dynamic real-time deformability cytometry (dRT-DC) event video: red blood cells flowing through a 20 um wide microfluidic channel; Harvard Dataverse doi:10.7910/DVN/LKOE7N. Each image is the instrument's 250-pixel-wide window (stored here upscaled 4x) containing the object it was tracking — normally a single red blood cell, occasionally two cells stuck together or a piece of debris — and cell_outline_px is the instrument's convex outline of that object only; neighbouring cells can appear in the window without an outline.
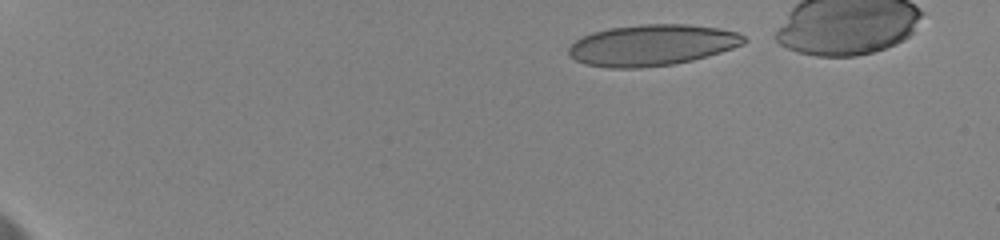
{"species": "human", "species_latin": "Homo sapiens", "temperature_condition": "cold", "stored_images_in_passage": 13, "segment_of_instrument_passage": [1, 2], "camera_frame_rate_fps": 3000, "um_per_image_px": 0.085, "donor": {"sex": "female"}, "frame": {"image": 1, "passage_image": 2, "time_ms": 0.667, "image_size_px": [1000, 240], "cell_outline_px": [[748, 40], [744, 44], [720, 52], [692, 60], [672, 64], [640, 68], [608, 68], [584, 64], [568, 56], [568, 48], [580, 36], [592, 32], [608, 28], [640, 24], [688, 24], [720, 28], [736, 32], [744, 36]], "centroid_in_image_um": [55.38, 3.83], "position_along_channel_um": 29.6, "area_um2": 42.25}}
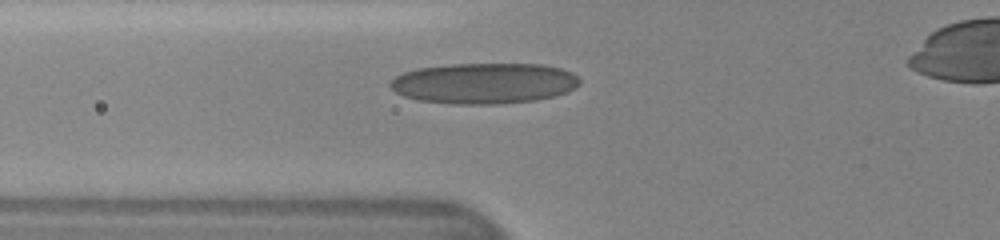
{"frame": {"image": 2, "passage_image": 12, "time_ms": 5.333, "image_size_px": [1000, 240], "cell_outline_px": [[580, 84], [576, 88], [568, 92], [556, 96], [536, 100], [496, 104], [456, 104], [416, 100], [404, 96], [396, 92], [388, 84], [396, 76], [404, 72], [416, 68], [448, 64], [544, 64], [560, 68], [572, 72], [580, 80]], "centroid_in_image_um": [41.17, 7.08], "position_along_channel_um": 84.6, "area_um2": 45.32}}